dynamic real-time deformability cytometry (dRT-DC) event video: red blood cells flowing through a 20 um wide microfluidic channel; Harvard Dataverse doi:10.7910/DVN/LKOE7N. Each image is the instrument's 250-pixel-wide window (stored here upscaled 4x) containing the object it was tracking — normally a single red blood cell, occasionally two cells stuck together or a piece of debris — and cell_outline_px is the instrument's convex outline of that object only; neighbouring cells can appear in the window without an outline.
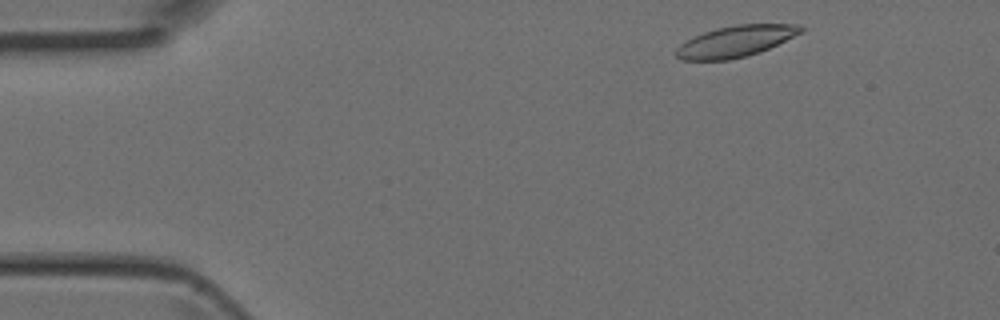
{"species": "Egyptian fruit bat (a non-hibernating species)", "species_latin": "Rousettus aegyptiacus", "temperature_condition": "room temperature", "stored_images_in_passage": 3, "camera_frame_rate_fps": 3000, "um_per_image_px": 0.085, "animal": {"sex": "female"}, "frame": {"image": 1, "passage_image": 1, "time_ms": 0.0, "image_size_px": [1000, 320], "cell_outline_px": [[804, 32], [760, 52], [748, 56], [728, 60], [680, 60], [676, 56], [676, 48], [680, 44], [704, 32], [716, 28], [736, 24], [800, 24], [804, 28]], "centroid_in_image_um": [62.56, 3.51], "position_along_channel_um": 22.4, "area_um2": 22.77}}
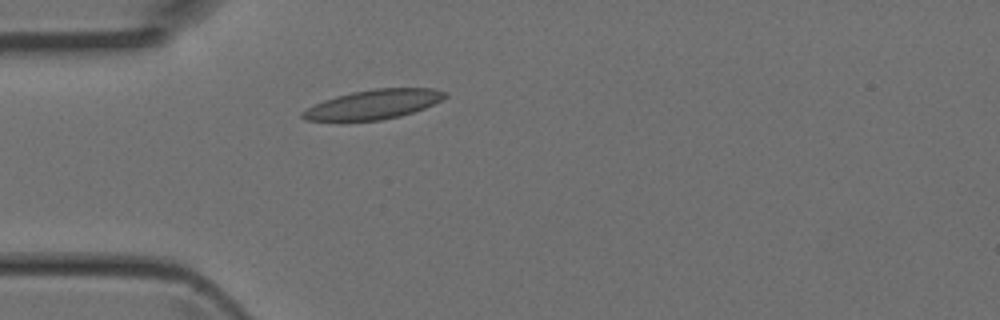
{"frame": {"image": 2, "passage_image": 3, "time_ms": 0.667, "image_size_px": [1000, 320], "cell_outline_px": [[448, 96], [424, 108], [400, 116], [380, 120], [304, 120], [300, 116], [300, 112], [324, 100], [336, 96], [352, 92], [376, 88], [436, 88], [448, 92]], "centroid_in_image_um": [31.78, 8.86], "position_along_channel_um": 53.2, "area_um2": 24.16}}